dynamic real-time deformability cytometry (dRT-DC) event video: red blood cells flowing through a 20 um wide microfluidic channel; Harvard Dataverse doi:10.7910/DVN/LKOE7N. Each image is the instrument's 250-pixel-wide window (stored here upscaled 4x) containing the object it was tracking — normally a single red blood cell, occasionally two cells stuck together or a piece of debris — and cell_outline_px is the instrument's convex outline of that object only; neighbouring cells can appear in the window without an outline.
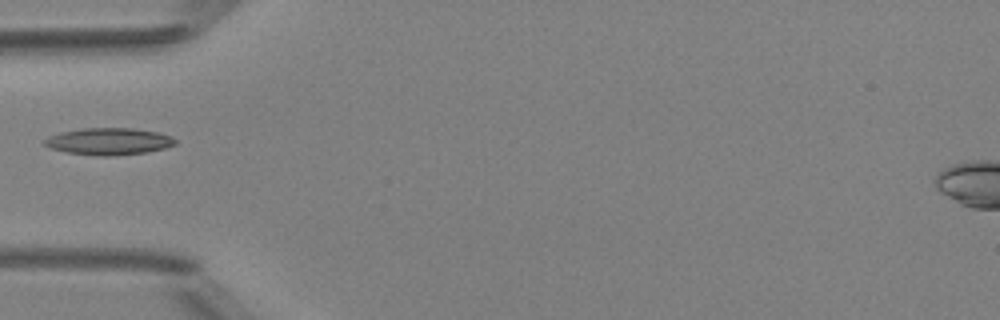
{"species": "Egyptian fruit bat (a non-hibernating species)", "species_latin": "Rousettus aegyptiacus", "temperature_condition": "room temperature", "stored_images_in_passage": 7, "camera_frame_rate_fps": 3000, "um_per_image_px": 0.085, "animal": {"sex": "female"}, "frame": {"image": 1, "passage_image": 6, "time_ms": 6.0, "image_size_px": [1000, 320], "cell_outline_px": [[176, 144], [164, 148], [148, 152], [112, 156], [100, 156], [68, 152], [52, 148], [44, 144], [44, 140], [48, 136], [60, 132], [84, 128], [132, 128], [156, 132], [172, 136], [176, 140]], "centroid_in_image_um": [9.27, 12.01], "position_along_channel_um": 75.7, "area_um2": 20.4}}
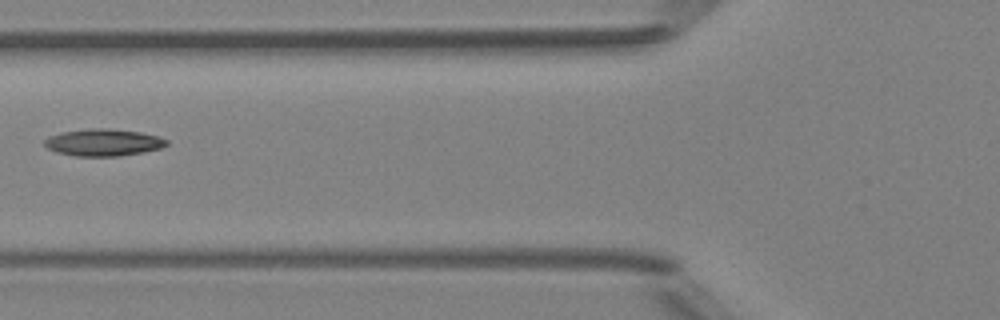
{"frame": {"image": 2, "passage_image": 7, "time_ms": 7.0, "image_size_px": [1000, 320], "cell_outline_px": [[168, 144], [160, 148], [144, 152], [120, 156], [76, 156], [56, 152], [48, 148], [44, 144], [44, 140], [48, 136], [60, 132], [88, 128], [108, 128], [140, 132], [156, 136], [168, 140]], "centroid_in_image_um": [8.76, 12.1], "position_along_channel_um": 117.0, "area_um2": 19.31}}